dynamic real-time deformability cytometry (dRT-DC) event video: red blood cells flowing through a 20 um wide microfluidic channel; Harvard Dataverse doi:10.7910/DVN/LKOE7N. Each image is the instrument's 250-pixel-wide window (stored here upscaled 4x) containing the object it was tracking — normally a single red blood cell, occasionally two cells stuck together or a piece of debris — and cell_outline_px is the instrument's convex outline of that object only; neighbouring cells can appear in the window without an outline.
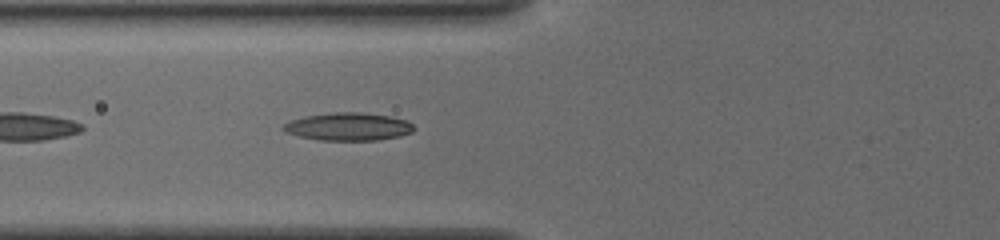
{"species": "common noctule bat (a hibernating species)", "species_latin": "Nyctalus noctula", "temperature_condition": "cold", "stored_images_in_passage": 36, "camera_frame_rate_fps": 3000, "um_per_image_px": 0.085, "animal": {"sex": "female", "body_mass_g": 19.5, "forearm_length_mm": 54.1}, "frame": {"image": 1, "passage_image": 4, "time_ms": 1.0, "image_size_px": [1000, 240], "cell_outline_px": [[416, 128], [412, 132], [400, 136], [376, 140], [320, 140], [300, 136], [288, 132], [280, 128], [288, 120], [304, 116], [332, 112], [360, 112], [392, 116], [408, 120]], "centroid_in_image_um": [29.62, 10.75], "position_along_channel_um": 96.2, "area_um2": 21.33}}
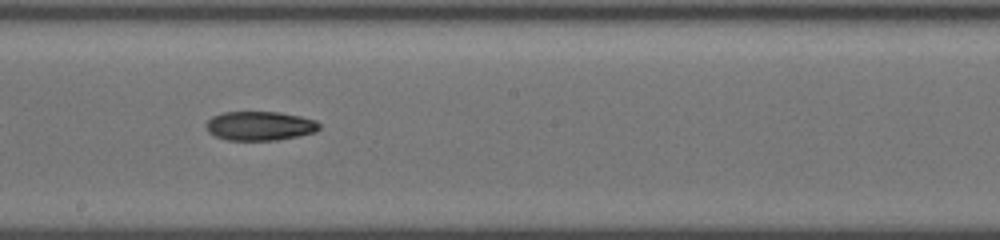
{"frame": {"image": 2, "passage_image": 14, "time_ms": 4.333, "image_size_px": [1000, 240], "cell_outline_px": [[320, 128], [316, 132], [300, 136], [276, 140], [228, 140], [216, 136], [208, 132], [204, 124], [212, 116], [224, 112], [280, 112], [300, 116], [316, 120], [320, 124]], "centroid_in_image_um": [22.1, 10.7], "position_along_channel_um": 226.1, "area_um2": 19.36}}
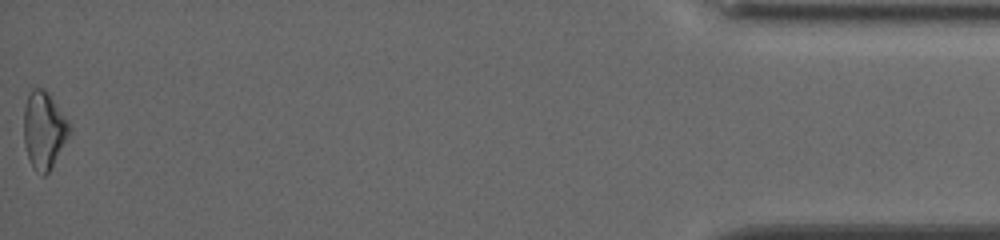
{"frame": {"image": 3, "passage_image": 36, "time_ms": 11.667, "image_size_px": [1000, 240], "cell_outline_px": [[72, 128], [68, 136], [48, 172], [44, 176], [40, 176], [32, 168], [24, 144], [24, 108], [28, 92], [32, 88], [44, 88], [48, 92], [72, 124]], "centroid_in_image_um": [3.73, 11.03], "position_along_channel_um": 431.5, "area_um2": 20.69}}